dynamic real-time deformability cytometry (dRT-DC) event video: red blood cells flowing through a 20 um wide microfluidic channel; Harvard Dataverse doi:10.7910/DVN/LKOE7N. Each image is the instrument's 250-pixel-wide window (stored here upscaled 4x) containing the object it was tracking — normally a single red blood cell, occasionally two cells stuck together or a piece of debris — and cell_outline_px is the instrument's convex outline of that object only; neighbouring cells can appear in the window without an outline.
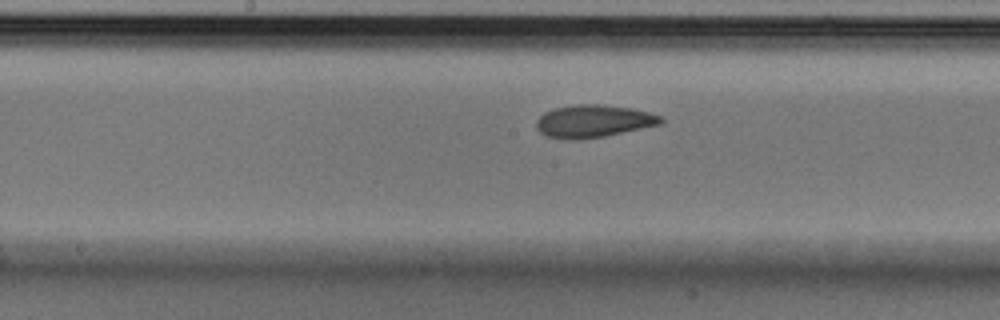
{"species": "Egyptian fruit bat (a non-hibernating species)", "species_latin": "Rousettus aegyptiacus", "temperature_condition": "cold", "stored_images_in_passage": 8, "camera_frame_rate_fps": 3000, "um_per_image_px": 0.085, "animal": {"sex": "male"}, "frame": {"image": 1, "passage_image": 8, "time_ms": 2.333, "image_size_px": [1000, 320], "cell_outline_px": [[664, 120], [660, 124], [604, 136], [564, 140], [548, 136], [540, 132], [536, 128], [536, 120], [544, 112], [556, 108], [576, 104], [600, 104], [632, 108], [648, 112], [660, 116]], "centroid_in_image_um": [50.41, 10.29], "position_along_channel_um": 197.8, "area_um2": 23.35}}